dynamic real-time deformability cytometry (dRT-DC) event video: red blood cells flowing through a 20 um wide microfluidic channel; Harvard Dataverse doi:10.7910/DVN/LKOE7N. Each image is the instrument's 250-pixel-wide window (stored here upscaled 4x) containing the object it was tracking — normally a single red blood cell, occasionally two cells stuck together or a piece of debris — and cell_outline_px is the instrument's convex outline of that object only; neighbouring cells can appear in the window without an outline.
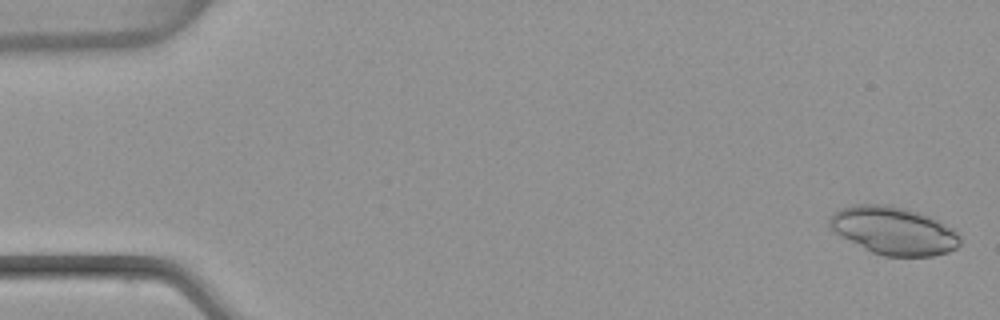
{"species": "common noctule bat (a hibernating species)", "species_latin": "Nyctalus noctula", "temperature_condition": "warm", "stored_images_in_passage": 54, "camera_frame_rate_fps": 3000, "um_per_image_px": 0.085, "animal": {"sex": "female", "body_mass_g": 22.7, "forearm_length_mm": 54.2}, "frame": {"image": 1, "passage_image": 2, "time_ms": 0.333, "image_size_px": [1000, 320], "cell_outline_px": [[960, 244], [956, 248], [948, 252], [932, 256], [884, 256], [872, 252], [840, 236], [828, 228], [828, 220], [840, 208], [856, 204], [892, 204], [928, 216], [952, 228], [960, 236]], "centroid_in_image_um": [75.93, 19.6], "position_along_channel_um": 9.1, "area_um2": 36.3}}